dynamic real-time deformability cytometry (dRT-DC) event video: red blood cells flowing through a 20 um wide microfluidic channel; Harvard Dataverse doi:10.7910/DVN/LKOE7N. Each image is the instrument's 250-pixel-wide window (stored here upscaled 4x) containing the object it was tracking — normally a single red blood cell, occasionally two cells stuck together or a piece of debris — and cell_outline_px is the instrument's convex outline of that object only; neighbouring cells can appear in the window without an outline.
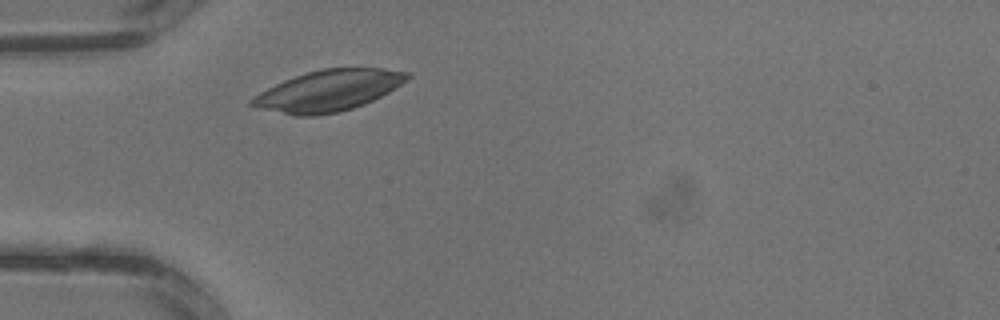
{"species": "common noctule bat (a hibernating species)", "species_latin": "Nyctalus noctula", "temperature_condition": "warm", "stored_images_in_passage": 1, "camera_frame_rate_fps": 3000, "um_per_image_px": 0.085, "animal": {"sex": "male", "body_mass_g": 13.3}, "frame": {"image": 1, "passage_image": 1, "time_ms": 0.0, "image_size_px": [1000, 320], "cell_outline_px": [[412, 76], [388, 92], [364, 104], [340, 112], [316, 116], [296, 116], [260, 108], [248, 104], [248, 100], [260, 92], [284, 80], [320, 68], [384, 68], [412, 72]], "centroid_in_image_um": [27.92, 7.7], "position_along_channel_um": 57.1, "area_um2": 37.05}}